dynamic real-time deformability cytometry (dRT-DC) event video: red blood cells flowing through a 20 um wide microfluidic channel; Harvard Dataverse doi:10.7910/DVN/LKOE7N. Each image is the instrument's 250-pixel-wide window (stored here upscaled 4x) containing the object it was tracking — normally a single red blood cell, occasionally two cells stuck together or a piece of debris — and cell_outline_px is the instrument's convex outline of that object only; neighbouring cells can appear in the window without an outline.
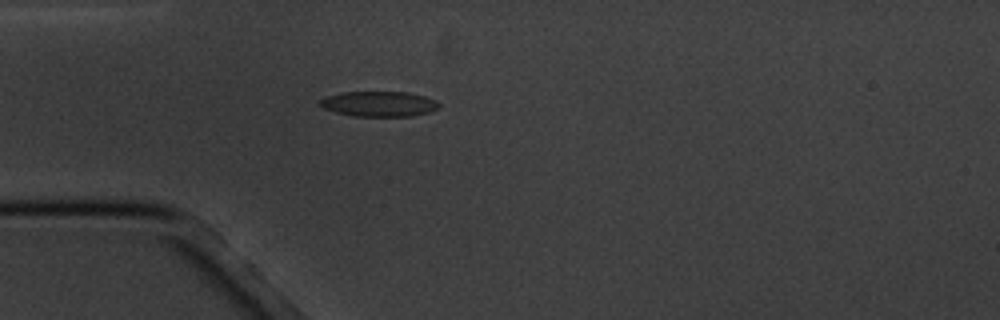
{"species": "common noctule bat (a hibernating species)", "species_latin": "Nyctalus noctula", "temperature_condition": "cold", "stored_images_in_passage": 4, "camera_frame_rate_fps": 3000, "um_per_image_px": 0.085, "animal": {"sex": "male", "body_mass_g": 20.1, "forearm_length_mm": 53.5}, "frame": {"image": 1, "passage_image": 4, "time_ms": 3.333, "image_size_px": [1000, 320], "cell_outline_px": [[440, 108], [428, 112], [412, 116], [352, 116], [336, 112], [324, 108], [320, 104], [320, 100], [324, 96], [340, 92], [408, 92], [424, 96], [436, 100], [440, 104]], "centroid_in_image_um": [32.22, 8.83], "position_along_channel_um": 52.8, "area_um2": 17.57}}